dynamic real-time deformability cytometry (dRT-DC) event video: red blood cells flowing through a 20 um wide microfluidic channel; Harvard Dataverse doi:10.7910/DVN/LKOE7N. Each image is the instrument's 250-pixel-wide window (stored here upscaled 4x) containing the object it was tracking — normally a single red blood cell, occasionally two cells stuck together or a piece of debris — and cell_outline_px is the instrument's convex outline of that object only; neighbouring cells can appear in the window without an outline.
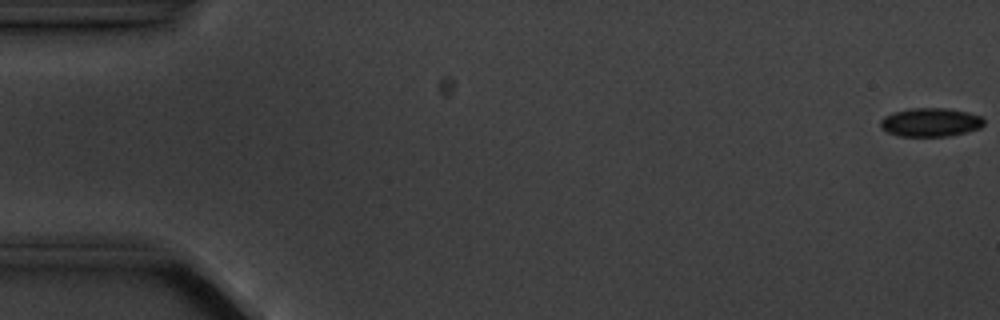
{"species": "common noctule bat (a hibernating species)", "species_latin": "Nyctalus noctula", "temperature_condition": "cold", "stored_images_in_passage": 4, "camera_frame_rate_fps": 3000, "um_per_image_px": 0.085, "animal": {"sex": "male", "body_mass_g": 20.1, "forearm_length_mm": 53.5}, "frame": {"image": 1, "passage_image": 1, "time_ms": 0.0, "image_size_px": [1000, 320], "cell_outline_px": [[984, 124], [980, 128], [948, 136], [900, 136], [888, 132], [880, 128], [880, 120], [884, 116], [892, 112], [912, 108], [944, 108], [968, 112], [980, 116], [984, 120]], "centroid_in_image_um": [79.06, 10.39], "position_along_channel_um": 5.9, "area_um2": 17.22}}